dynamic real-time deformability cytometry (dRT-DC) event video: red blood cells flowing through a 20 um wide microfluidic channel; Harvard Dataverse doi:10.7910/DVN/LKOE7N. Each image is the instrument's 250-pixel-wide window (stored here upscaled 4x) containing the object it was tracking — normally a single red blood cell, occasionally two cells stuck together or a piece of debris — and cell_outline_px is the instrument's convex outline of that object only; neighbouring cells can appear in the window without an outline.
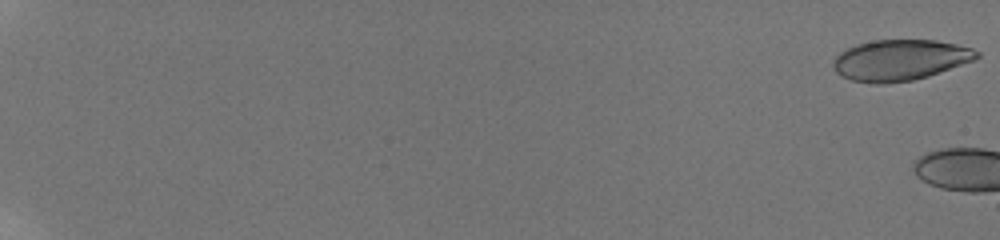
{"species": "human", "species_latin": "Homo sapiens", "temperature_condition": "room temperature", "stored_images_in_passage": 6, "camera_frame_rate_fps": 3000, "um_per_image_px": 0.085, "donor": {"sex": "male"}, "frame": {"image": 1, "passage_image": 1, "time_ms": 0.0, "image_size_px": [1000, 240], "cell_outline_px": [[980, 56], [972, 60], [928, 76], [912, 80], [884, 84], [872, 84], [852, 80], [840, 76], [836, 72], [832, 64], [836, 56], [840, 52], [856, 44], [876, 40], [936, 40], [956, 44], [972, 48], [980, 52]], "centroid_in_image_um": [76.47, 5.11], "position_along_channel_um": 8.5, "area_um2": 34.04}}